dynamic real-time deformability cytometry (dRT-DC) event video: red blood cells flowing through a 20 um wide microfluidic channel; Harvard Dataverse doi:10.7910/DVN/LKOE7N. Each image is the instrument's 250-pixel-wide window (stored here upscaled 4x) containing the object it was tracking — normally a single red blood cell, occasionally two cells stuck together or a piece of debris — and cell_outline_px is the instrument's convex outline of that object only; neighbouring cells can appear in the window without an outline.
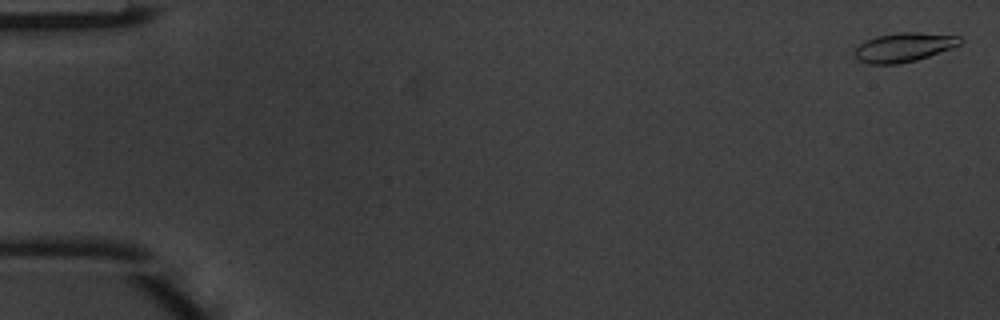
{"species": "common noctule bat (a hibernating species)", "species_latin": "Nyctalus noctula", "temperature_condition": "warm", "stored_images_in_passage": 49, "camera_frame_rate_fps": 3000, "um_per_image_px": 0.085, "animal": {"sex": "male", "body_mass_g": 20.1, "forearm_length_mm": 53.5}, "frame": {"image": 1, "passage_image": 1, "time_ms": 0.0, "image_size_px": [1000, 320], "cell_outline_px": [[964, 40], [960, 44], [952, 48], [916, 60], [900, 64], [868, 64], [860, 60], [856, 56], [856, 48], [864, 40], [876, 36], [896, 32], [916, 32], [960, 36]], "centroid_in_image_um": [76.85, 4.01], "position_along_channel_um": 8.2, "area_um2": 17.86}}
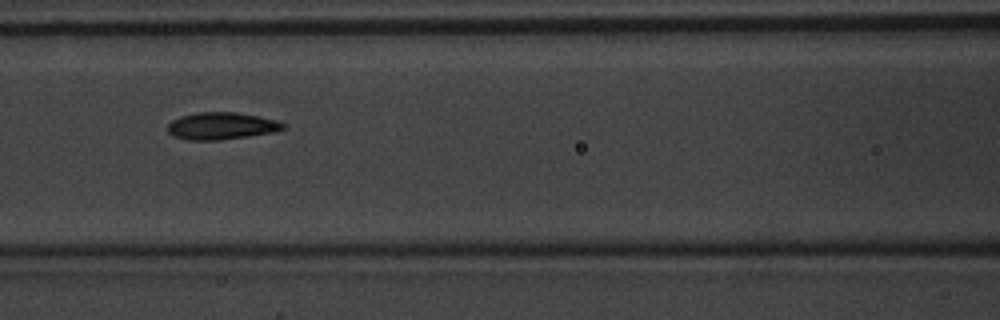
{"frame": {"image": 2, "passage_image": 22, "time_ms": 7.0, "image_size_px": [1000, 320], "cell_outline_px": [[288, 124], [284, 128], [272, 132], [248, 136], [220, 140], [188, 140], [176, 136], [168, 132], [168, 124], [172, 120], [180, 116], [196, 112], [236, 112], [260, 116], [276, 120]], "centroid_in_image_um": [18.83, 10.69], "position_along_channel_um": 147.8, "area_um2": 18.26}}
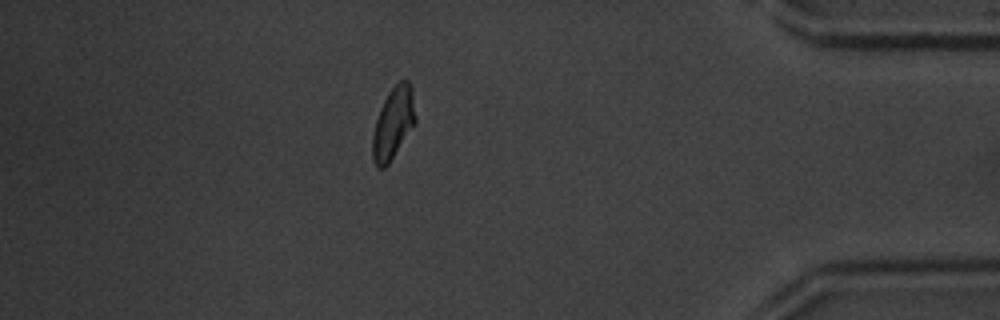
{"frame": {"image": 3, "passage_image": 43, "time_ms": 14.0, "image_size_px": [1000, 320], "cell_outline_px": [[416, 124], [388, 164], [384, 168], [376, 168], [372, 160], [372, 136], [376, 120], [380, 108], [388, 92], [400, 80], [408, 80], [412, 88], [416, 116]], "centroid_in_image_um": [33.43, 10.49], "position_along_channel_um": 401.8, "area_um2": 18.15}, "authors_computed_cell_mechanics": {"area_um2": 17.629, "velocity_mm_per_s": 4.1577, "shape_relaxation_time_tau1_ms": 2.5864, "shape_relaxation_time_tau2_ms": 1.2884, "deformation_change_tau1": 0.1371, "deformation_change_tau2": 0.0603}}